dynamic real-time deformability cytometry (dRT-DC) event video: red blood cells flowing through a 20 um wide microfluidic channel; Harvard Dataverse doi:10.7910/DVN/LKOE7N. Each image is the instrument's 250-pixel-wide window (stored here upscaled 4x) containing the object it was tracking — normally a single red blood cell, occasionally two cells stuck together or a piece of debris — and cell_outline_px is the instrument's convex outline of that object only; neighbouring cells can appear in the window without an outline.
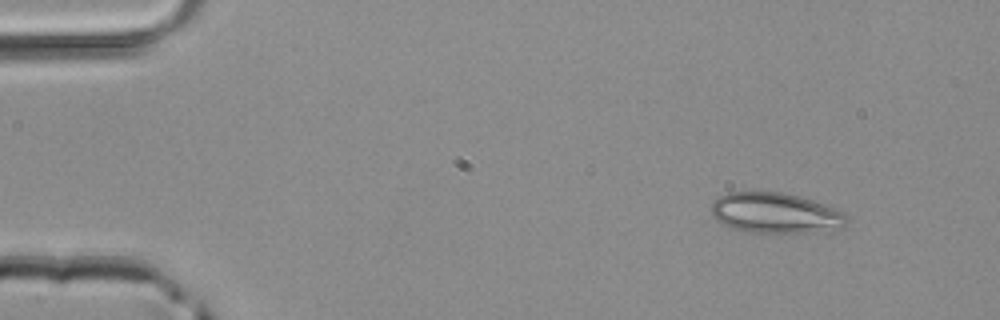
{"species": "common noctule bat (a hibernating species)", "species_latin": "Nyctalus noctula", "temperature_condition": "room temperature", "stored_images_in_passage": 3, "camera_frame_rate_fps": 3000, "um_per_image_px": 0.085, "animal": {"sex": "male", "body_mass_g": 20.4}, "frame": {"image": 1, "passage_image": 1, "time_ms": 0.0, "image_size_px": [1000, 320], "cell_outline_px": [[848, 220], [844, 228], [812, 232], [752, 232], [732, 228], [716, 220], [712, 216], [712, 204], [720, 196], [728, 192], [784, 192], [800, 196], [812, 200], [844, 212], [848, 216]], "centroid_in_image_um": [65.94, 18.1], "position_along_channel_um": 19.1, "area_um2": 31.79}}